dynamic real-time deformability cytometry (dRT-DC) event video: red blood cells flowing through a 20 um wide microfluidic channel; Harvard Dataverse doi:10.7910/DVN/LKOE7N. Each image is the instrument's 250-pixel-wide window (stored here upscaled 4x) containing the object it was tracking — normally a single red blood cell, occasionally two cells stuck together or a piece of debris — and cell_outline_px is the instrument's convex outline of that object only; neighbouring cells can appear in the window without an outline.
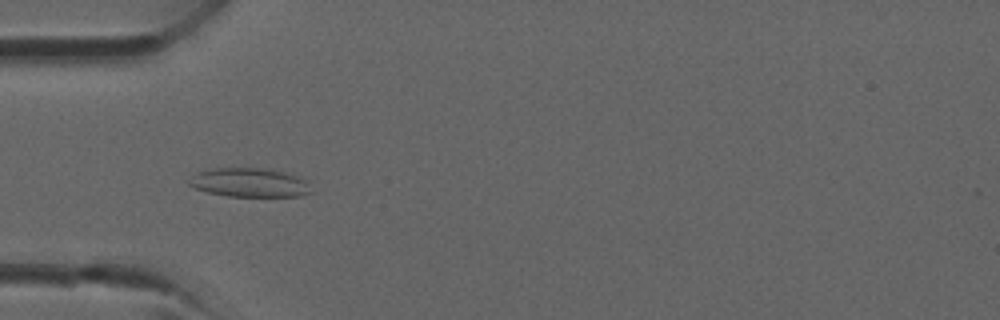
{"species": "common noctule bat (a hibernating species)", "species_latin": "Nyctalus noctula", "temperature_condition": "room temperature", "stored_images_in_passage": 36, "camera_frame_rate_fps": 3000, "um_per_image_px": 0.085, "animal": {"sex": "male", "forearm_length_mm": 52.5}, "frame": {"image": 1, "passage_image": 11, "time_ms": 3.333, "image_size_px": [1000, 320], "cell_outline_px": [[312, 192], [300, 196], [228, 196], [208, 192], [196, 188], [188, 184], [188, 180], [196, 172], [212, 168], [268, 168], [284, 172], [308, 180]], "centroid_in_image_um": [21.22, 15.51], "position_along_channel_um": 63.8, "area_um2": 20.69}}
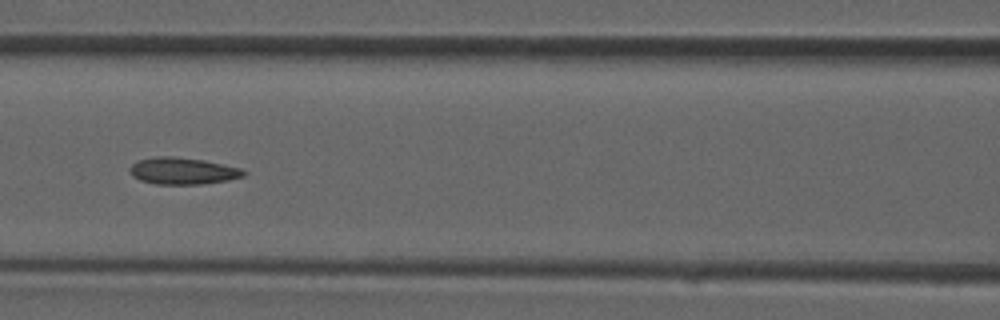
{"frame": {"image": 2, "passage_image": 16, "time_ms": 5.0, "image_size_px": [1000, 320], "cell_outline_px": [[248, 172], [244, 176], [228, 180], [200, 184], [156, 184], [140, 180], [132, 176], [128, 168], [136, 160], [156, 156], [172, 156], [204, 160], [240, 168]], "centroid_in_image_um": [15.5, 14.52], "position_along_channel_um": 151.1, "area_um2": 17.86}}